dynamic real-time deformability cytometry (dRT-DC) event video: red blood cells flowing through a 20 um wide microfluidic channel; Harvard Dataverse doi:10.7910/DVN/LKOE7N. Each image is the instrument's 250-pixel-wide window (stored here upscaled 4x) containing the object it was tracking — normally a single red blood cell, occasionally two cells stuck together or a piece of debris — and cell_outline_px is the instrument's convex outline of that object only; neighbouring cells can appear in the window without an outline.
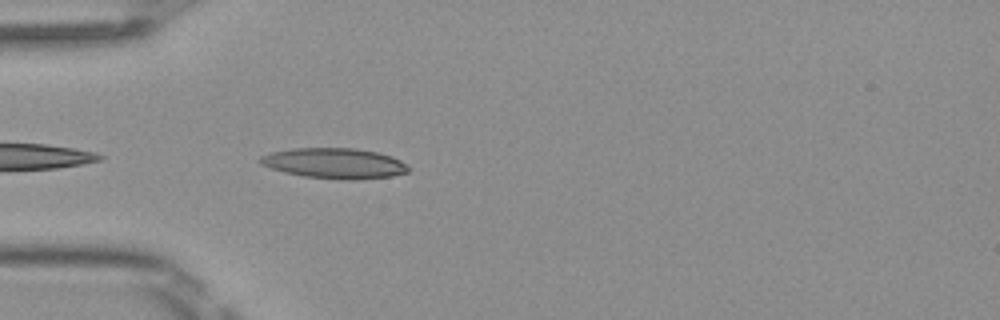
{"species": "Egyptian fruit bat (a non-hibernating species)", "species_latin": "Rousettus aegyptiacus", "temperature_condition": "room temperature", "stored_images_in_passage": 24, "camera_frame_rate_fps": 3000, "um_per_image_px": 0.085, "frame": {"image": 1, "passage_image": 2, "time_ms": 0.333, "image_size_px": [1000, 320], "cell_outline_px": [[412, 168], [408, 172], [392, 176], [356, 180], [340, 180], [304, 176], [284, 172], [260, 164], [256, 160], [260, 156], [272, 152], [292, 148], [356, 148], [376, 152], [392, 156], [400, 160]], "centroid_in_image_um": [28.44, 13.88], "position_along_channel_um": 56.6, "area_um2": 26.53}}
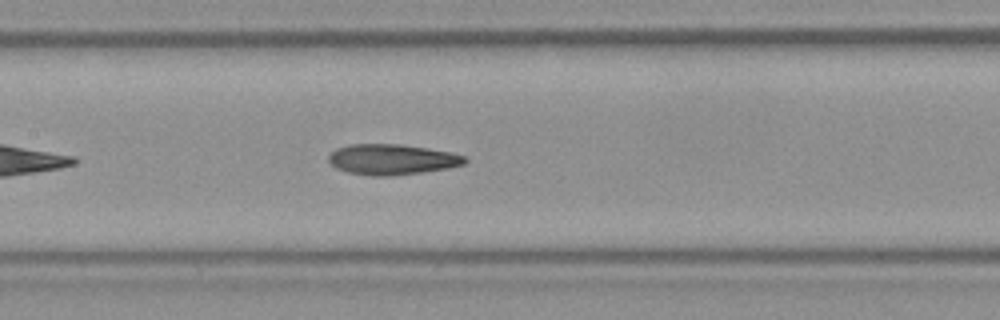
{"frame": {"image": 2, "passage_image": 11, "time_ms": 3.333, "image_size_px": [1000, 320], "cell_outline_px": [[468, 160], [464, 164], [448, 168], [420, 172], [388, 176], [372, 176], [348, 172], [336, 168], [328, 160], [328, 156], [336, 148], [348, 144], [400, 144], [428, 148], [452, 152], [464, 156]], "centroid_in_image_um": [33.31, 13.54], "position_along_channel_um": 174.1, "area_um2": 24.22}}
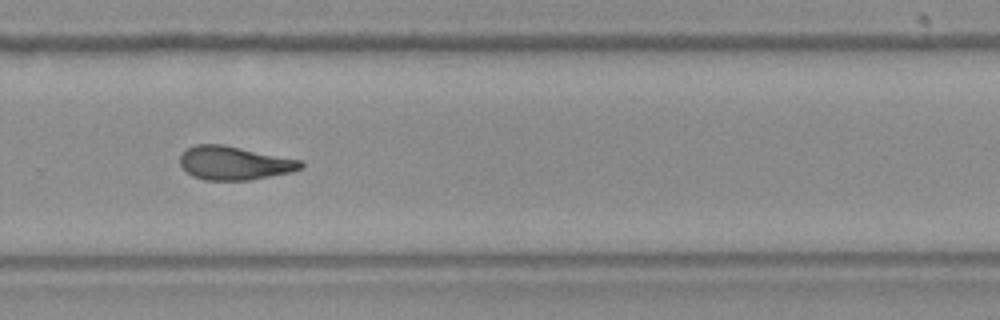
{"frame": {"image": 3, "passage_image": 21, "time_ms": 6.667, "image_size_px": [1000, 320], "cell_outline_px": [[304, 168], [292, 172], [248, 180], [204, 180], [192, 176], [180, 164], [180, 156], [188, 148], [196, 144], [224, 144], [300, 160], [304, 164]], "centroid_in_image_um": [19.93, 13.86], "position_along_channel_um": 309.9, "area_um2": 23.58}}